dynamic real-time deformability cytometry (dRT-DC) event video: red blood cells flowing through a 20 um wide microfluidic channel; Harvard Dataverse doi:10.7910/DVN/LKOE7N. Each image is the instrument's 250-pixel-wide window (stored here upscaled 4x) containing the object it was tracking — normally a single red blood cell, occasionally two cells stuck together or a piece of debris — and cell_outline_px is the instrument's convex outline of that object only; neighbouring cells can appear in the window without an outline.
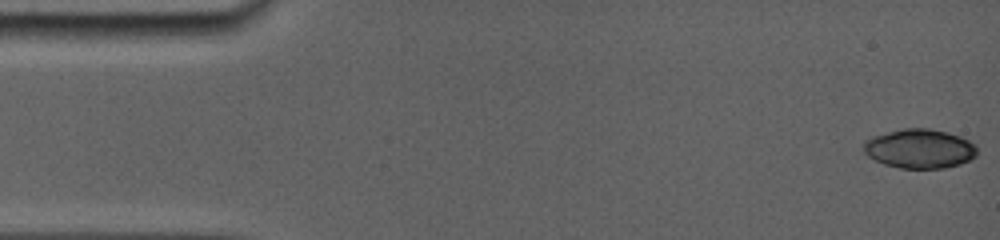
{"species": "common noctule bat (a hibernating species)", "species_latin": "Nyctalus noctula", "temperature_condition": "room temperature", "stored_images_in_passage": 12, "camera_frame_rate_fps": 5000, "um_per_image_px": 0.085, "animal": {"sex": "female", "body_mass_g": 19.0, "forearm_length_mm": 56.7}, "frame": {"image": 1, "passage_image": 1, "time_ms": 0.0, "image_size_px": [1000, 240], "cell_outline_px": [[976, 156], [960, 164], [944, 168], [900, 168], [884, 164], [868, 156], [864, 152], [864, 140], [872, 136], [904, 128], [928, 128], [948, 132], [960, 136], [976, 144]], "centroid_in_image_um": [78.17, 12.63], "position_along_channel_um": 6.8, "area_um2": 25.95}}
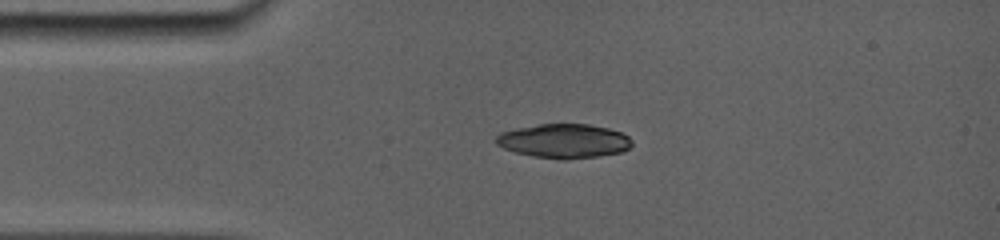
{"frame": {"image": 2, "passage_image": 9, "time_ms": 3.4, "image_size_px": [1000, 240], "cell_outline_px": [[632, 144], [628, 148], [620, 152], [596, 156], [568, 160], [564, 160], [532, 156], [516, 152], [504, 148], [496, 144], [492, 140], [500, 132], [516, 128], [540, 124], [588, 124], [608, 128], [620, 132], [628, 136], [632, 140]], "centroid_in_image_um": [47.89, 11.98], "position_along_channel_um": 37.1, "area_um2": 27.11}}